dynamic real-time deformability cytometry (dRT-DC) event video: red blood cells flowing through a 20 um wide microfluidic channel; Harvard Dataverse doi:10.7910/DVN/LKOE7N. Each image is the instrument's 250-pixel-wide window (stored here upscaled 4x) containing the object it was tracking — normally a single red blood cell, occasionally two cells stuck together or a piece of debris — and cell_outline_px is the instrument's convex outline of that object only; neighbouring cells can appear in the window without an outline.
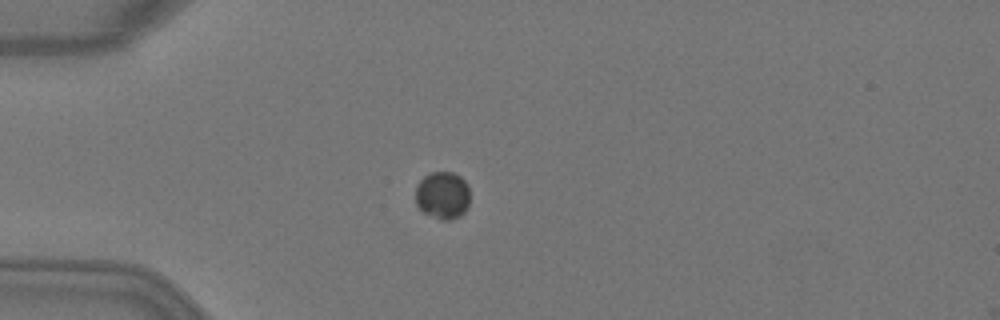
{"species": "Egyptian fruit bat (a non-hibernating species)", "species_latin": "Rousettus aegyptiacus", "temperature_condition": "warm", "stored_images_in_passage": 5, "camera_frame_rate_fps": 3000, "um_per_image_px": 0.085, "animal": {"sex": "female"}, "frame": {"image": 1, "passage_image": 4, "time_ms": 1.0, "image_size_px": [1000, 320], "cell_outline_px": [[468, 208], [460, 216], [452, 220], [440, 220], [424, 212], [416, 204], [416, 188], [420, 180], [424, 176], [432, 172], [452, 172], [460, 176], [468, 184]], "centroid_in_image_um": [37.63, 16.6], "position_along_channel_um": 47.4, "area_um2": 15.09}}